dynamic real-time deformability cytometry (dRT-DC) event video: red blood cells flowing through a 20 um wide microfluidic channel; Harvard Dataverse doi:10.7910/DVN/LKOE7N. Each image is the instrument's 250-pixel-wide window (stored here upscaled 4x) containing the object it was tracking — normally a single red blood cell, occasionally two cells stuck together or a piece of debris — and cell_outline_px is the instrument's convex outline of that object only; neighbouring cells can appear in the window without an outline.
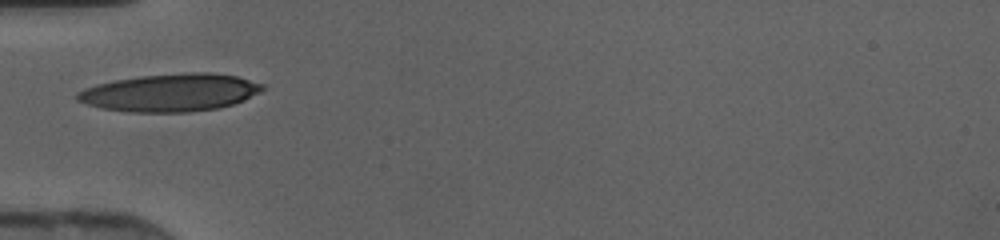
{"species": "human", "species_latin": "Homo sapiens", "temperature_condition": "cold", "stored_images_in_passage": 24, "camera_frame_rate_fps": 3000, "um_per_image_px": 0.085, "donor": {"sex": "female"}, "frame": {"image": 1, "passage_image": 1, "time_ms": 0.0, "image_size_px": [1000, 240], "cell_outline_px": [[264, 88], [260, 92], [244, 100], [220, 108], [188, 112], [128, 112], [100, 108], [76, 100], [76, 92], [84, 88], [96, 84], [116, 80], [140, 76], [184, 72], [208, 72], [236, 76], [264, 84]], "centroid_in_image_um": [14.46, 7.87], "position_along_channel_um": 70.5, "area_um2": 40.81}}
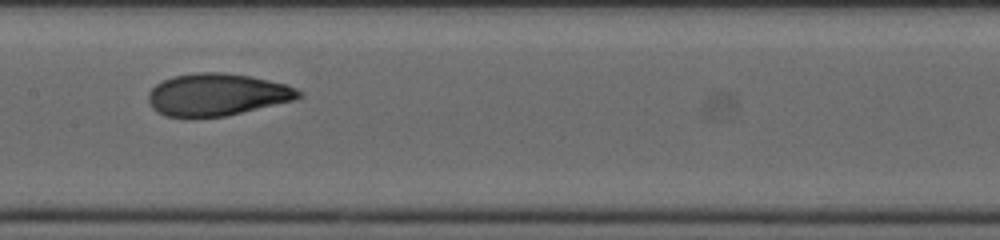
{"frame": {"image": 2, "passage_image": 9, "time_ms": 2.667, "image_size_px": [1000, 240], "cell_outline_px": [[304, 96], [296, 100], [224, 116], [192, 120], [168, 116], [152, 108], [148, 100], [148, 92], [156, 84], [172, 76], [196, 72], [224, 72], [248, 76], [288, 84], [304, 92]], "centroid_in_image_um": [18.46, 8.06], "position_along_channel_um": 188.9, "area_um2": 37.69}}
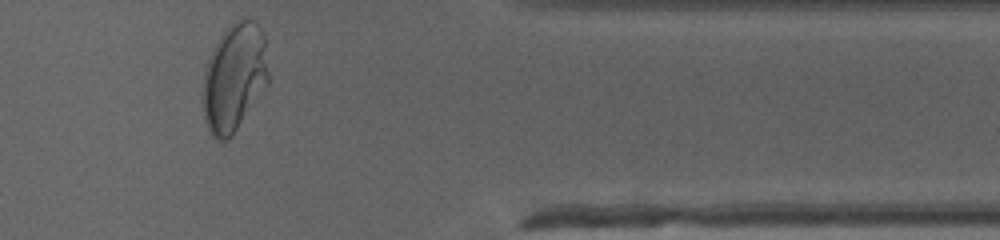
{"frame": {"image": 3, "passage_image": 24, "time_ms": 7.667, "image_size_px": [1000, 240], "cell_outline_px": [[268, 84], [232, 136], [228, 140], [220, 140], [212, 136], [204, 120], [204, 72], [208, 60], [220, 36], [236, 20], [252, 20], [264, 32], [268, 72]], "centroid_in_image_um": [19.93, 6.61], "position_along_channel_um": 391.5, "area_um2": 40.69}}